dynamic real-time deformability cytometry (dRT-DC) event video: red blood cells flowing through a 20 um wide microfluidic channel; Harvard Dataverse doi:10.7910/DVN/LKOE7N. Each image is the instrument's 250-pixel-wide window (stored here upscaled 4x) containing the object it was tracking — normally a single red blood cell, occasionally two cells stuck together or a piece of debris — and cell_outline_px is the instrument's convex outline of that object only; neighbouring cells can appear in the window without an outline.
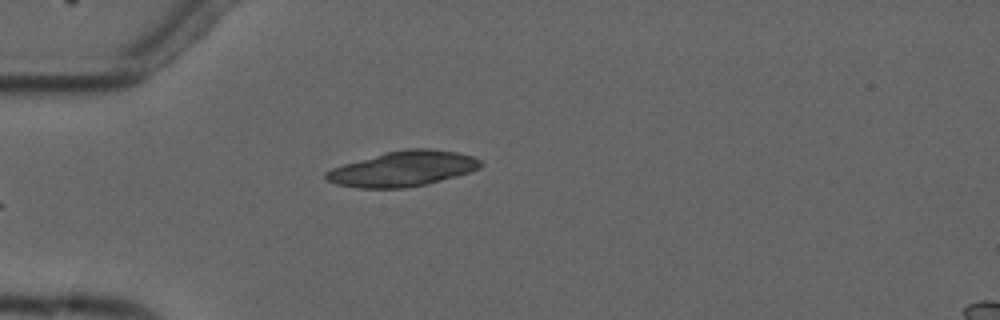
{"species": "common noctule bat (a hibernating species)", "species_latin": "Nyctalus noctula", "temperature_condition": "cold", "stored_images_in_passage": 4, "camera_frame_rate_fps": 3000, "um_per_image_px": 0.085, "animal": {"sex": "male", "forearm_length_mm": 52.5}, "frame": {"image": 1, "passage_image": 4, "time_ms": 3.667, "image_size_px": [1000, 320], "cell_outline_px": [[484, 164], [480, 168], [472, 172], [424, 184], [404, 188], [360, 188], [336, 184], [328, 180], [324, 176], [324, 172], [332, 168], [344, 164], [384, 152], [408, 148], [428, 148], [456, 152], [472, 156], [480, 160]], "centroid_in_image_um": [34.26, 14.34], "position_along_channel_um": 50.7, "area_um2": 31.67}}